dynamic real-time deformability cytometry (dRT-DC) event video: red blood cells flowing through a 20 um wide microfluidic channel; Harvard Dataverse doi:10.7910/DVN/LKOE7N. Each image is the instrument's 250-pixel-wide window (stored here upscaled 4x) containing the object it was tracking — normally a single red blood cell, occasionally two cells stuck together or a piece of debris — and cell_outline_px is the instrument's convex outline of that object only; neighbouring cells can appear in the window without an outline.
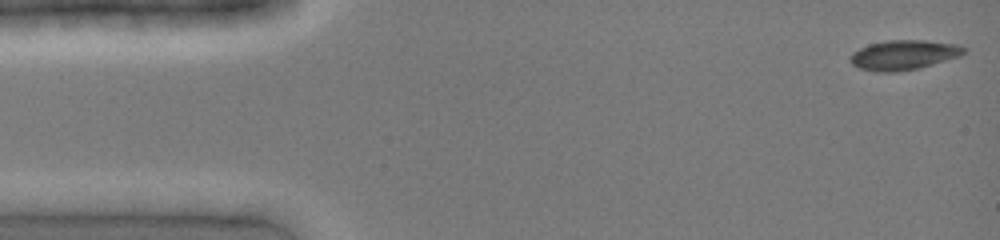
{"species": "common noctule bat (a hibernating species)", "species_latin": "Nyctalus noctula", "temperature_condition": "cold", "stored_images_in_passage": 8, "camera_frame_rate_fps": 3000, "um_per_image_px": 0.085, "animal": {"sex": "female", "body_mass_g": 19.0, "forearm_length_mm": 51.5}, "frame": {"image": 1, "passage_image": 1, "time_ms": 0.0, "image_size_px": [1000, 240], "cell_outline_px": [[968, 48], [960, 56], [920, 68], [896, 72], [876, 72], [860, 68], [852, 64], [848, 60], [848, 56], [852, 52], [868, 44], [888, 40], [924, 40], [956, 44]], "centroid_in_image_um": [76.78, 4.67], "position_along_channel_um": 8.2, "area_um2": 19.88}}